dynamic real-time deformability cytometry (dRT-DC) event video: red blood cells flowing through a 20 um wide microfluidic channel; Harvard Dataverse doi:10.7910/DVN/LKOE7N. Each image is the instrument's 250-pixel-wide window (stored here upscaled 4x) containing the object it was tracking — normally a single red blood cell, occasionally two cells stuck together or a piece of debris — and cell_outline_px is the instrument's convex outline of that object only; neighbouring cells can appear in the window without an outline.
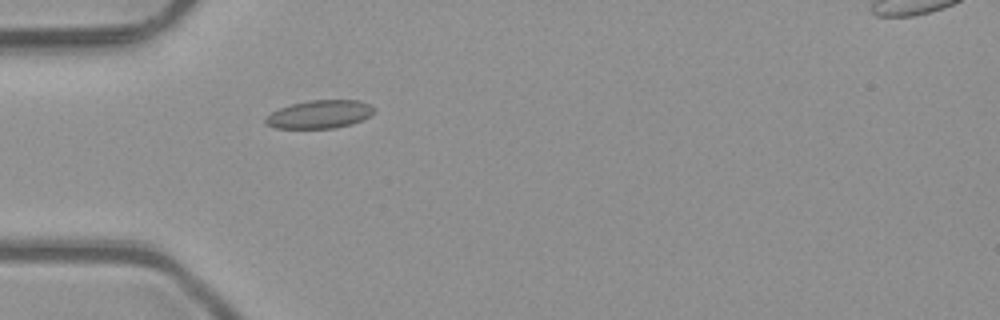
{"species": "common noctule bat (a hibernating species)", "species_latin": "Nyctalus noctula", "temperature_condition": "room temperature", "stored_images_in_passage": 5, "camera_frame_rate_fps": 3000, "um_per_image_px": 0.085, "animal": {"sex": "male", "body_mass_g": 23.1, "forearm_length_mm": 52.7}, "frame": {"image": 1, "passage_image": 5, "time_ms": 1.333, "image_size_px": [1000, 320], "cell_outline_px": [[376, 108], [368, 116], [352, 124], [336, 128], [276, 128], [264, 124], [264, 120], [272, 112], [280, 108], [292, 104], [308, 100], [360, 100]], "centroid_in_image_um": [27.15, 9.71], "position_along_channel_um": 57.8, "area_um2": 17.69}}